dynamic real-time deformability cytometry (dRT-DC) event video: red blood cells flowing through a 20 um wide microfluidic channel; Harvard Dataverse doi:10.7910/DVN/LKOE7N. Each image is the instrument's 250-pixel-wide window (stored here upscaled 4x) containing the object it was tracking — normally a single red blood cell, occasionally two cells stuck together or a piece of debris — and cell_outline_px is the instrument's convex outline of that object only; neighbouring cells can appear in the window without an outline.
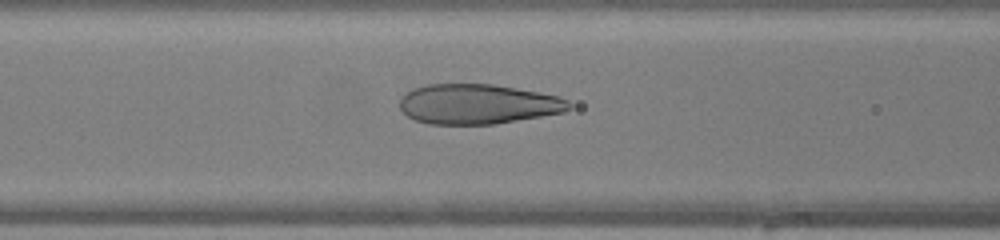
{"species": "human", "species_latin": "Homo sapiens", "temperature_condition": "warm", "stored_images_in_passage": 12, "camera_frame_rate_fps": 3000, "um_per_image_px": 0.085, "donor": {"sex": "female"}, "frame": {"image": 1, "passage_image": 10, "time_ms": 3.0, "image_size_px": [1000, 240], "cell_outline_px": [[572, 108], [564, 112], [496, 124], [428, 124], [416, 120], [408, 116], [400, 108], [400, 100], [412, 88], [428, 84], [492, 84], [516, 88], [560, 96], [568, 100], [572, 104]], "centroid_in_image_um": [40.65, 8.85], "position_along_channel_um": 125.9, "area_um2": 39.42}}